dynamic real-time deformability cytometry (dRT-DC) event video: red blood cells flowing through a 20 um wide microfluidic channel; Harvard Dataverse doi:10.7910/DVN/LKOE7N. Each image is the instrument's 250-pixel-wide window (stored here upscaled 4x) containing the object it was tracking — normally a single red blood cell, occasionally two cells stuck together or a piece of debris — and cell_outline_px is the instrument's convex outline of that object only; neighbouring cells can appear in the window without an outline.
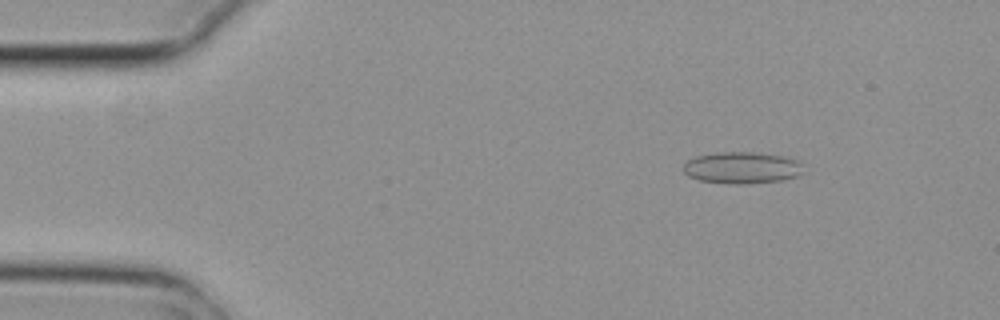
{"species": "common noctule bat (a hibernating species)", "species_latin": "Nyctalus noctula", "temperature_condition": "cold", "stored_images_in_passage": 4, "camera_frame_rate_fps": 3000, "um_per_image_px": 0.085, "animal": {"sex": "female", "body_mass_g": 29.2, "forearm_length_mm": 56.3}, "frame": {"image": 1, "passage_image": 2, "time_ms": 0.333, "image_size_px": [1000, 320], "cell_outline_px": [[804, 172], [796, 176], [784, 180], [744, 184], [740, 184], [700, 180], [688, 176], [684, 172], [684, 164], [688, 160], [696, 156], [720, 152], [752, 152], [788, 156], [800, 160], [804, 164]], "centroid_in_image_um": [63.16, 14.24], "position_along_channel_um": 21.8, "area_um2": 22.37}}